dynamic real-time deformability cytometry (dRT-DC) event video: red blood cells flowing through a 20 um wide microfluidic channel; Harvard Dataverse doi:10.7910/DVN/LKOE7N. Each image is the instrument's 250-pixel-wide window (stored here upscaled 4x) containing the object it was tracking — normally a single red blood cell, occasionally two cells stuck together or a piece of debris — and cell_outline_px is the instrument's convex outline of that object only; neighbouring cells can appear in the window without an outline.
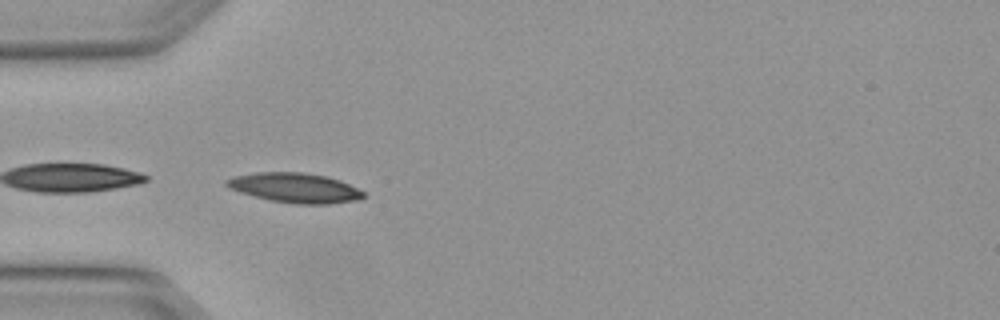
{"species": "Egyptian fruit bat (a non-hibernating species)", "species_latin": "Rousettus aegyptiacus", "temperature_condition": "warm", "stored_images_in_passage": 3, "camera_frame_rate_fps": 3000, "um_per_image_px": 0.085, "animal": {"sex": "female"}, "frame": {"image": 1, "passage_image": 2, "time_ms": 0.333, "image_size_px": [1000, 320], "cell_outline_px": [[364, 196], [356, 200], [328, 204], [296, 204], [272, 200], [240, 192], [224, 184], [224, 180], [236, 176], [256, 172], [304, 172], [328, 176], [340, 180], [364, 192]], "centroid_in_image_um": [25.08, 15.95], "position_along_channel_um": 59.9, "area_um2": 23.47}}
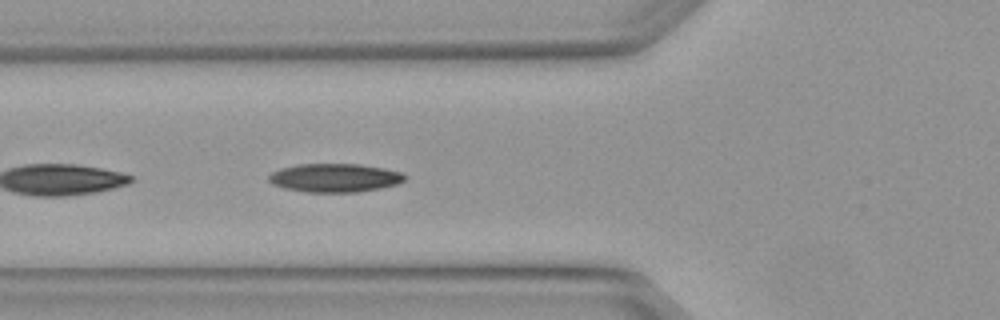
{"frame": {"image": 2, "passage_image": 3, "time_ms": 0.667, "image_size_px": [1000, 320], "cell_outline_px": [[408, 176], [404, 180], [396, 184], [380, 188], [356, 192], [308, 192], [284, 188], [272, 184], [268, 180], [268, 176], [272, 172], [280, 168], [296, 164], [360, 164], [384, 168], [400, 172]], "centroid_in_image_um": [28.43, 15.11], "position_along_channel_um": 97.4, "area_um2": 22.66}}